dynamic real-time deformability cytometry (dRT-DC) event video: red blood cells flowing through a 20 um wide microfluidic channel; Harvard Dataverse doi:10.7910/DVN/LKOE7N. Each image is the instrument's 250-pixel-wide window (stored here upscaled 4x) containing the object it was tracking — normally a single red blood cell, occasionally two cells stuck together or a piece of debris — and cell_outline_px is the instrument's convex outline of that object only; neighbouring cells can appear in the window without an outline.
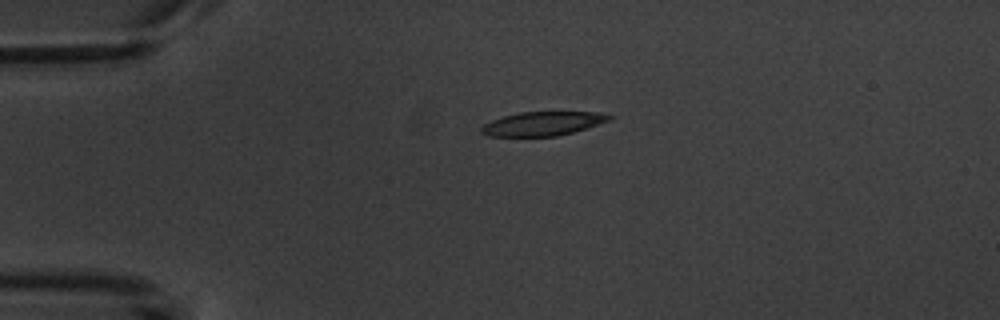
{"species": "common noctule bat (a hibernating species)", "species_latin": "Nyctalus noctula", "temperature_condition": "warm", "stored_images_in_passage": 2, "camera_frame_rate_fps": 3000, "um_per_image_px": 0.085, "animal": {"sex": "male", "body_mass_g": 20.1, "forearm_length_mm": 53.5}, "frame": {"image": 1, "passage_image": 2, "time_ms": 1.333, "image_size_px": [1000, 320], "cell_outline_px": [[612, 116], [608, 120], [572, 132], [556, 136], [488, 136], [480, 132], [480, 128], [484, 124], [492, 120], [504, 116], [520, 112], [596, 112]], "centroid_in_image_um": [46.04, 10.51], "position_along_channel_um": 39.0, "area_um2": 17.46}}